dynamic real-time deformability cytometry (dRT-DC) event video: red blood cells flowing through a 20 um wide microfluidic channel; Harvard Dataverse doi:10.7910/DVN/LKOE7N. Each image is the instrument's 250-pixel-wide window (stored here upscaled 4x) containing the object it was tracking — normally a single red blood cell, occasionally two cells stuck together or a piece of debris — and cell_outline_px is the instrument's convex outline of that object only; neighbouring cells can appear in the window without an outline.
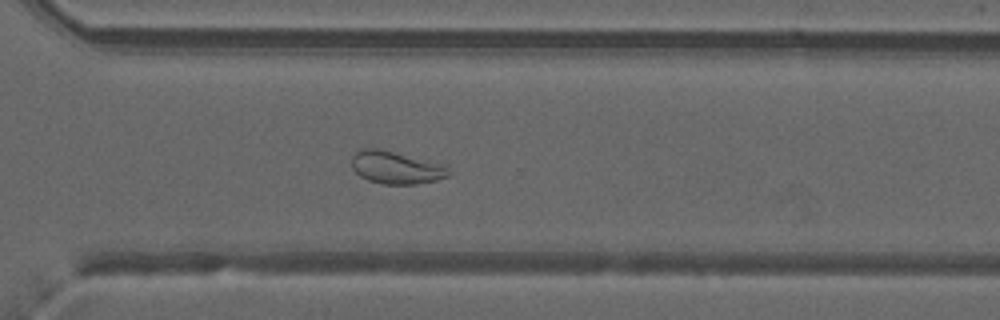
{"species": "common noctule bat (a hibernating species)", "species_latin": "Nyctalus noctula", "temperature_condition": "warm", "stored_images_in_passage": 50, "camera_frame_rate_fps": 3000, "um_per_image_px": 0.085, "animal": {"sex": "male", "forearm_length_mm": 52.5}, "frame": {"image": 1, "passage_image": 36, "time_ms": 11.667, "image_size_px": [1000, 320], "cell_outline_px": [[452, 172], [448, 176], [436, 180], [416, 184], [380, 184], [368, 180], [360, 176], [352, 168], [352, 156], [360, 148], [376, 148], [440, 164], [448, 168]], "centroid_in_image_um": [33.62, 14.26], "position_along_channel_um": 337.0, "area_um2": 18.09}, "authors_computed_cell_mechanics": {"area_um2": 23.698, "velocity_mm_per_s": 4.0078, "shape_relaxation_time_tau1_ms": null, "shape_relaxation_time_tau2_ms": 1.3037, "deformation_change_tau1": null, "deformation_change_tau2": 0.0793}}